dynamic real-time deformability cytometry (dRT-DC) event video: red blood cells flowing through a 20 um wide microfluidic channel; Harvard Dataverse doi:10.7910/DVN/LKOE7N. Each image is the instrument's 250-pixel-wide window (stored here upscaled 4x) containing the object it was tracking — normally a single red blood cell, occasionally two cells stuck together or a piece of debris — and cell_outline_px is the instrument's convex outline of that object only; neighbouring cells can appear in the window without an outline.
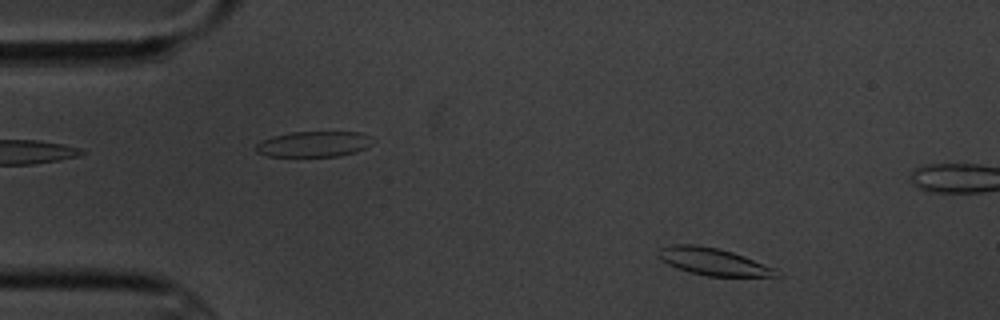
{"species": "common noctule bat (a hibernating species)", "species_latin": "Nyctalus noctula", "temperature_condition": "cold", "stored_images_in_passage": 9, "camera_frame_rate_fps": 3000, "um_per_image_px": 0.085, "animal": {"sex": "male", "body_mass_g": 20.1, "forearm_length_mm": 53.5}, "frame": {"image": 1, "passage_image": 1, "time_ms": 0.0, "image_size_px": [1000, 320], "cell_outline_px": [[776, 272], [772, 276], [704, 276], [688, 272], [676, 268], [660, 260], [660, 248], [672, 244], [696, 244], [716, 248], [732, 252], [744, 256], [776, 268]], "centroid_in_image_um": [60.57, 22.23], "position_along_channel_um": 24.4, "area_um2": 18.44}}
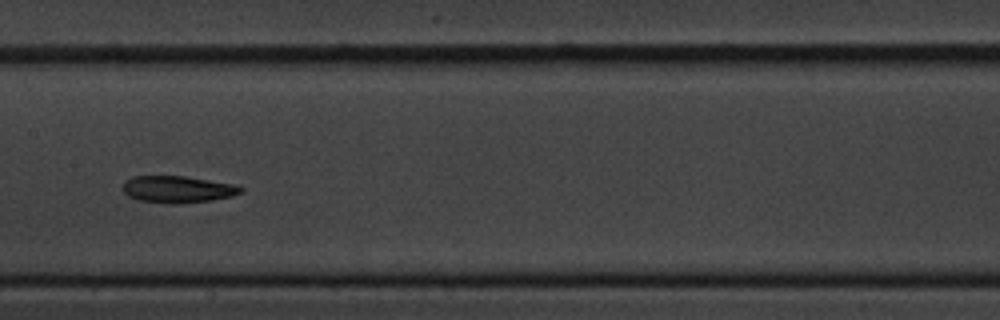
{"frame": {"image": 2, "passage_image": 7, "time_ms": 7.0, "image_size_px": [1000, 320], "cell_outline_px": [[244, 192], [232, 196], [212, 200], [176, 204], [168, 204], [136, 200], [128, 196], [124, 192], [124, 180], [132, 176], [184, 176], [232, 184], [244, 188]], "centroid_in_image_um": [15.08, 16.1], "position_along_channel_um": 192.3, "area_um2": 18.55}}
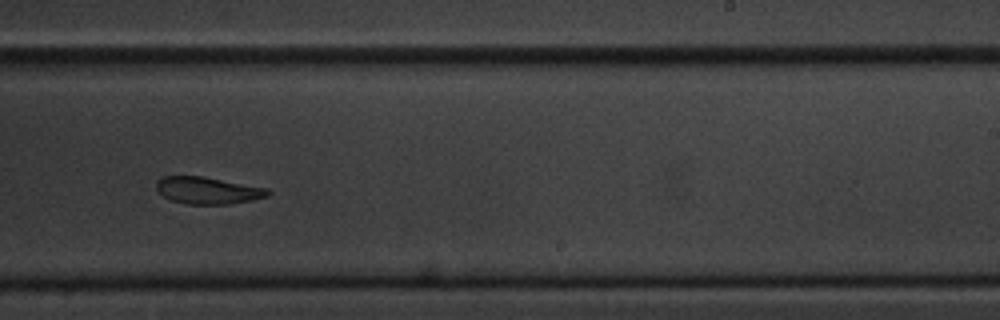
{"frame": {"image": 3, "passage_image": 9, "time_ms": 9.333, "image_size_px": [1000, 320], "cell_outline_px": [[272, 192], [268, 196], [252, 200], [228, 204], [184, 204], [172, 200], [164, 196], [156, 188], [156, 180], [160, 176], [200, 176], [268, 188]], "centroid_in_image_um": [17.65, 16.18], "position_along_channel_um": 271.3, "area_um2": 17.51}}